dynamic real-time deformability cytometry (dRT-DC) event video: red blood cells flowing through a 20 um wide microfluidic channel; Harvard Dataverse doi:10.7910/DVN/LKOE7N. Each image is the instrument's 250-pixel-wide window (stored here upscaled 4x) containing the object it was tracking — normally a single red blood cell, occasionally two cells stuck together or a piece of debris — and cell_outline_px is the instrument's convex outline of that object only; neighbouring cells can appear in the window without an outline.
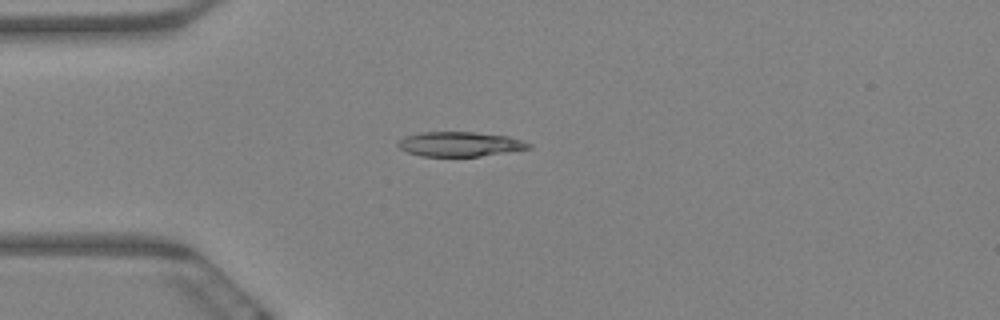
{"species": "Egyptian fruit bat (a non-hibernating species)", "species_latin": "Rousettus aegyptiacus", "temperature_condition": "warm", "stored_images_in_passage": 5, "camera_frame_rate_fps": 3000, "um_per_image_px": 0.085, "animal": {"sex": "female"}, "frame": {"image": 1, "passage_image": 1, "time_ms": 0.0, "image_size_px": [1000, 320], "cell_outline_px": [[532, 148], [480, 156], [420, 156], [408, 152], [400, 148], [396, 144], [404, 136], [420, 132], [476, 132], [508, 136], [532, 144]], "centroid_in_image_um": [39.08, 12.24], "position_along_channel_um": 45.9, "area_um2": 18.73}}
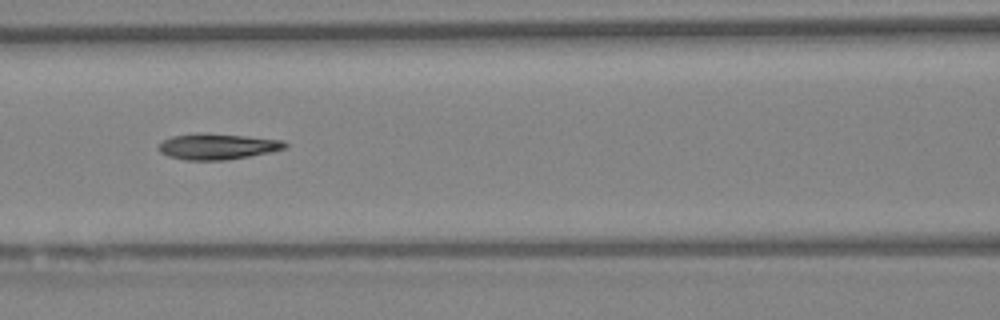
{"frame": {"image": 2, "passage_image": 4, "time_ms": 1.0, "image_size_px": [1000, 320], "cell_outline_px": [[288, 148], [272, 152], [228, 160], [184, 160], [168, 156], [160, 152], [160, 144], [164, 140], [172, 136], [196, 132], [204, 132], [284, 140], [288, 144]], "centroid_in_image_um": [18.52, 12.45], "position_along_channel_um": 148.1, "area_um2": 19.31}}
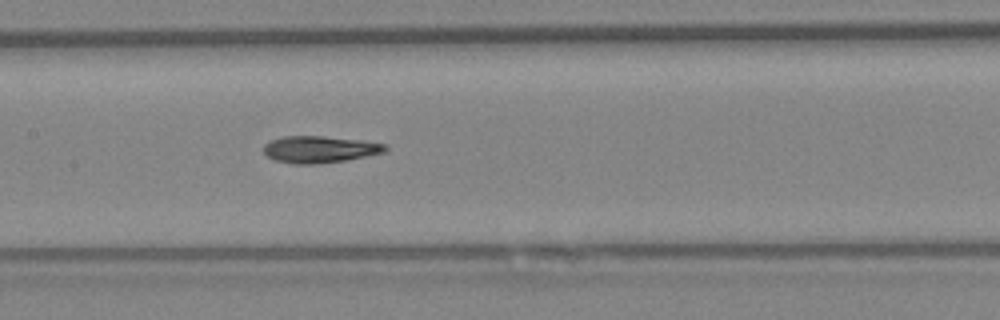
{"frame": {"image": 3, "passage_image": 5, "time_ms": 1.333, "image_size_px": [1000, 320], "cell_outline_px": [[388, 148], [384, 152], [348, 160], [316, 164], [292, 164], [276, 160], [268, 156], [264, 152], [264, 144], [272, 140], [284, 136], [320, 136], [364, 140], [388, 144]], "centroid_in_image_um": [27.21, 12.69], "position_along_channel_um": 180.2, "area_um2": 19.07}}